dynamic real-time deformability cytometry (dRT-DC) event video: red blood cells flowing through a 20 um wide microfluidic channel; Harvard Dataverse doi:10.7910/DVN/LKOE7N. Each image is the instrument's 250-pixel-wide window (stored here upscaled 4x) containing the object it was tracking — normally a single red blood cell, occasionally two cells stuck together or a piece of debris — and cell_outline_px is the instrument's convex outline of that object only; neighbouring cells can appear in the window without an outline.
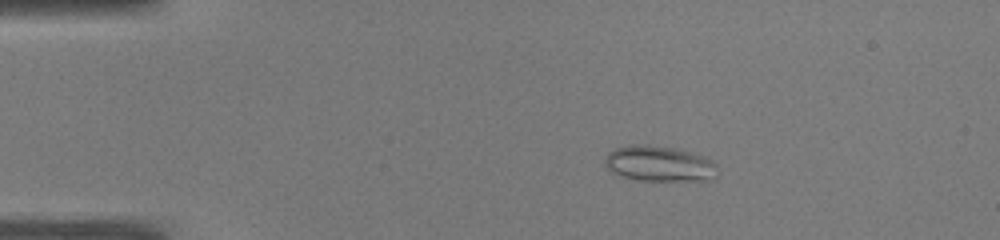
{"species": "common noctule bat (a hibernating species)", "species_latin": "Nyctalus noctula", "temperature_condition": "warm", "stored_images_in_passage": 50, "camera_frame_rate_fps": 3000, "um_per_image_px": 0.085, "animal": {"sex": "male", "body_mass_g": 19.0, "forearm_length_mm": 50.8}, "frame": {"image": 1, "passage_image": 9, "time_ms": 2.667, "image_size_px": [1000, 240], "cell_outline_px": [[716, 176], [708, 180], [640, 180], [624, 176], [608, 168], [604, 164], [604, 156], [612, 148], [628, 144], [648, 144], [680, 148], [704, 156], [712, 160], [716, 164]], "centroid_in_image_um": [56.03, 13.87], "position_along_channel_um": 29.0, "area_um2": 23.58}}
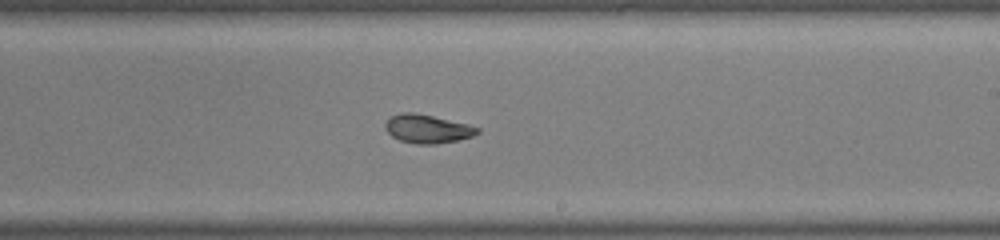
{"frame": {"image": 2, "passage_image": 30, "time_ms": 9.667, "image_size_px": [1000, 240], "cell_outline_px": [[480, 132], [472, 136], [456, 140], [436, 144], [416, 144], [400, 140], [392, 136], [384, 128], [384, 124], [392, 116], [400, 112], [416, 112], [468, 124], [480, 128]], "centroid_in_image_um": [36.32, 10.94], "position_along_channel_um": 252.7, "area_um2": 15.32}}
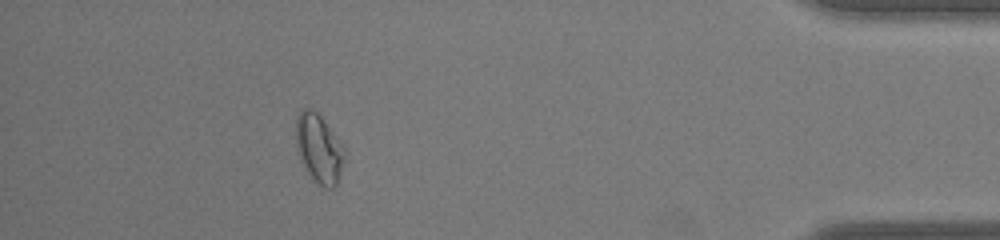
{"frame": {"image": 3, "passage_image": 45, "time_ms": 14.667, "image_size_px": [1000, 240], "cell_outline_px": [[344, 156], [340, 172], [336, 184], [332, 188], [324, 188], [312, 180], [300, 160], [296, 148], [296, 116], [304, 108], [312, 108], [320, 112], [344, 144]], "centroid_in_image_um": [27.11, 12.56], "position_along_channel_um": 408.1, "area_um2": 20.0}, "authors_computed_cell_mechanics": {"area_um2": 18.0336, "velocity_mm_per_s": 4.0704, "shape_relaxation_time_tau1_ms": null, "shape_relaxation_time_tau2_ms": 1.7376, "deformation_change_tau1": null, "deformation_change_tau2": 0.0582}}